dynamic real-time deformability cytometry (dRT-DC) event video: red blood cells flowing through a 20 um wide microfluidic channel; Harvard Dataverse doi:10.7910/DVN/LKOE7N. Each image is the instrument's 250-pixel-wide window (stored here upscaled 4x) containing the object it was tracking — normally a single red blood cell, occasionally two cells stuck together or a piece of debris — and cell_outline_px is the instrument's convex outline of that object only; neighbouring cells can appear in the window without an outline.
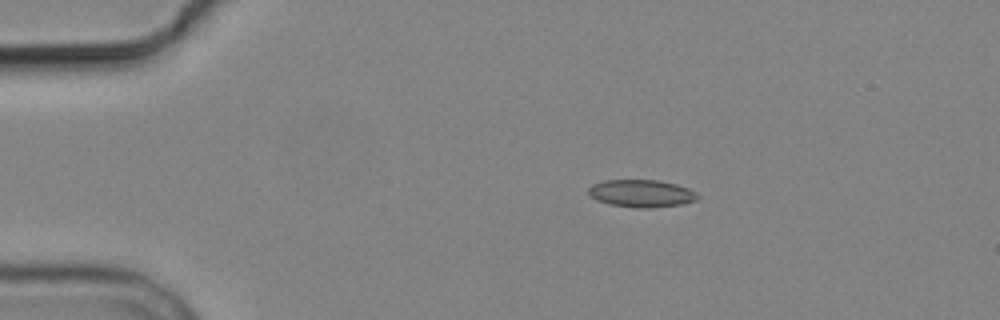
{"species": "common noctule bat (a hibernating species)", "species_latin": "Nyctalus noctula", "temperature_condition": "cold", "stored_images_in_passage": 4, "camera_frame_rate_fps": 3000, "um_per_image_px": 0.085, "animal": {"sex": "male", "body_mass_g": 19.2, "forearm_length_mm": 51.8}, "frame": {"image": 1, "passage_image": 3, "time_ms": 2.333, "image_size_px": [1000, 320], "cell_outline_px": [[700, 196], [696, 200], [684, 204], [652, 208], [632, 208], [608, 204], [596, 200], [588, 196], [588, 188], [592, 184], [604, 180], [660, 180], [676, 184], [688, 188], [696, 192]], "centroid_in_image_um": [54.5, 16.45], "position_along_channel_um": 30.5, "area_um2": 17.86}}